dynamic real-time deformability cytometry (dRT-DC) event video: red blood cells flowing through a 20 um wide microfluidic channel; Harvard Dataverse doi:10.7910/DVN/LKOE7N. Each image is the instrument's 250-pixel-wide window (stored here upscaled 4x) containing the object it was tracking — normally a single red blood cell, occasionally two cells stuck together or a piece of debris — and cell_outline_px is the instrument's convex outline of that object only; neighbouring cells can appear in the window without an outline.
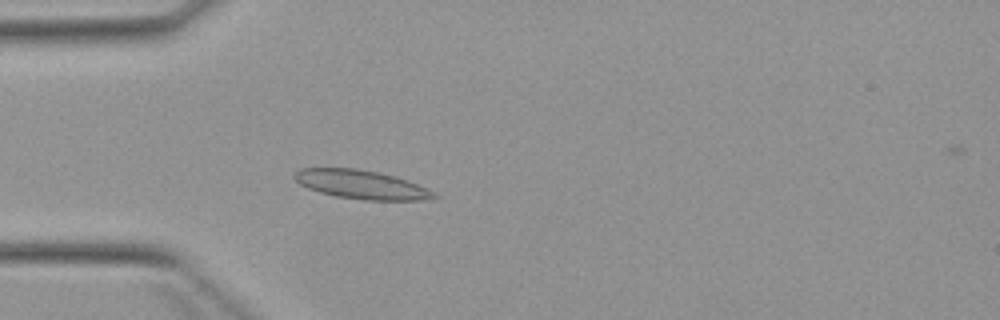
{"species": "Egyptian fruit bat (a non-hibernating species)", "species_latin": "Rousettus aegyptiacus", "temperature_condition": "warm", "stored_images_in_passage": 4, "camera_frame_rate_fps": 3000, "um_per_image_px": 0.085, "animal": {"sex": "female"}, "frame": {"image": 1, "passage_image": 4, "time_ms": 4.333, "image_size_px": [1000, 320], "cell_outline_px": [[440, 196], [424, 200], [364, 200], [332, 196], [308, 188], [300, 184], [292, 176], [300, 168], [356, 168], [380, 172], [396, 176], [408, 180], [428, 188]], "centroid_in_image_um": [30.73, 15.68], "position_along_channel_um": 54.3, "area_um2": 23.64}}